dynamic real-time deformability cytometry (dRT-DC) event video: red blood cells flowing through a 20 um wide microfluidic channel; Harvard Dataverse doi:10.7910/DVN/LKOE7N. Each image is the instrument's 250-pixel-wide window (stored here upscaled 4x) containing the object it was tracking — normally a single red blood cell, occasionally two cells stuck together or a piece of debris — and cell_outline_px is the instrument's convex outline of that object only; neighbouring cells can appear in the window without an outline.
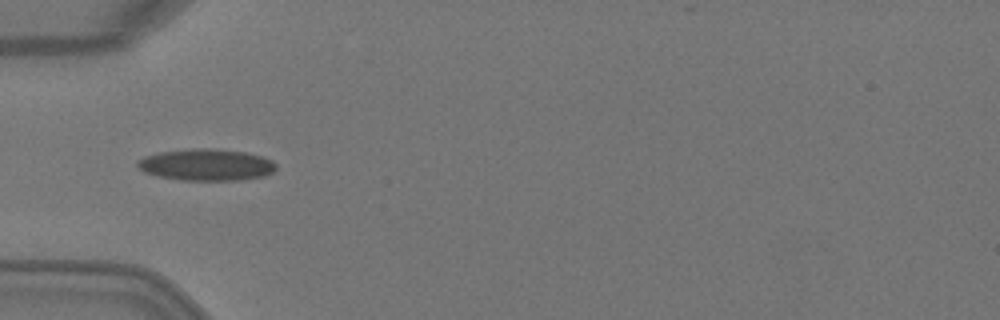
{"species": "Egyptian fruit bat (a non-hibernating species)", "species_latin": "Rousettus aegyptiacus", "temperature_condition": "warm", "stored_images_in_passage": 6, "camera_frame_rate_fps": 3000, "um_per_image_px": 0.085, "animal": {"sex": "female"}, "frame": {"image": 1, "passage_image": 5, "time_ms": 1.333, "image_size_px": [1000, 320], "cell_outline_px": [[276, 168], [272, 172], [264, 176], [240, 180], [184, 180], [160, 176], [144, 172], [136, 164], [136, 160], [144, 156], [160, 152], [192, 148], [212, 148], [244, 152], [264, 156], [272, 160], [276, 164]], "centroid_in_image_um": [17.55, 13.99], "position_along_channel_um": 67.4, "area_um2": 25.61}}
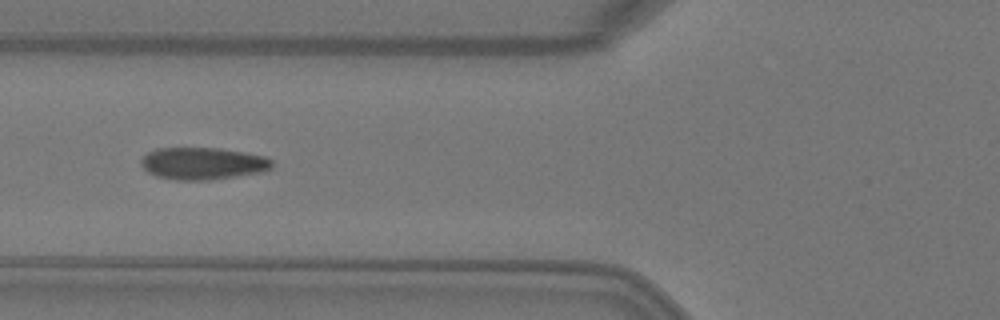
{"frame": {"image": 2, "passage_image": 6, "time_ms": 1.667, "image_size_px": [1000, 320], "cell_outline_px": [[272, 168], [260, 172], [236, 176], [208, 180], [180, 180], [156, 176], [148, 172], [140, 164], [140, 160], [148, 152], [156, 148], [220, 148], [244, 152], [264, 156], [272, 160]], "centroid_in_image_um": [17.22, 13.89], "position_along_channel_um": 108.6, "area_um2": 24.45}}